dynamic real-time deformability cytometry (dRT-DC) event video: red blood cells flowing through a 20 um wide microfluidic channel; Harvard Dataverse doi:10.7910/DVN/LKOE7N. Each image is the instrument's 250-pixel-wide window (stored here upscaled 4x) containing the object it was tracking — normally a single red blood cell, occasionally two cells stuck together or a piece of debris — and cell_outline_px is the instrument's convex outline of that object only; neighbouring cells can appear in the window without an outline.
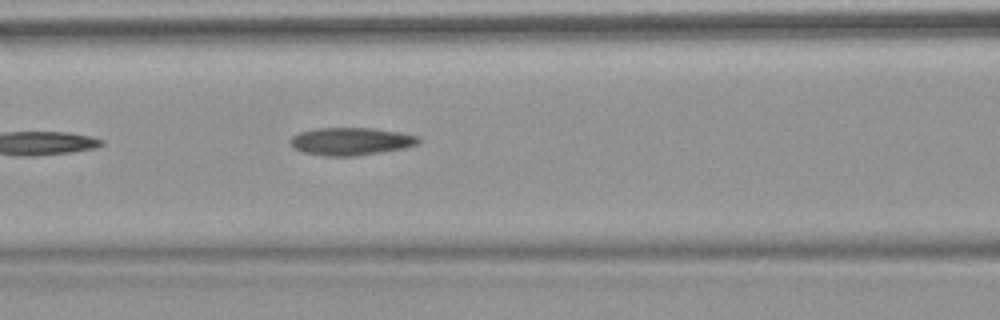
{"species": "common noctule bat (a hibernating species)", "species_latin": "Nyctalus noctula", "temperature_condition": "warm", "stored_images_in_passage": 6, "camera_frame_rate_fps": 3000, "um_per_image_px": 0.085, "animal": {"sex": "female", "body_mass_g": 18.4}, "frame": {"image": 1, "passage_image": 6, "time_ms": 6.0, "image_size_px": [1000, 320], "cell_outline_px": [[420, 144], [404, 148], [356, 156], [324, 156], [304, 152], [292, 148], [288, 140], [292, 136], [300, 132], [316, 128], [372, 128], [400, 132], [416, 136], [420, 140]], "centroid_in_image_um": [29.8, 12.01], "position_along_channel_um": 136.8, "area_um2": 20.75}}